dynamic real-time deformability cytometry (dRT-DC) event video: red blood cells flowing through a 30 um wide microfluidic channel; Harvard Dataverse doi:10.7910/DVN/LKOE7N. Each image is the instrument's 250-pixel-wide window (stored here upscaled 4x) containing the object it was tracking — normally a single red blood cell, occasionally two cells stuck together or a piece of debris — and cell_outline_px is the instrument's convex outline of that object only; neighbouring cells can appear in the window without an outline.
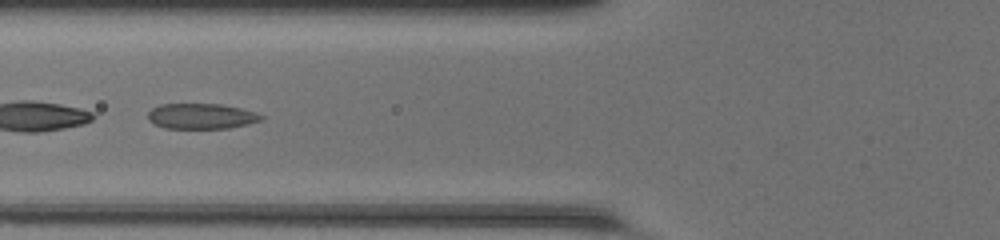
{"species": "common noctule bat (a hibernating species)", "species_latin": "Nyctalus noctula", "temperature_condition": "room temperature", "stored_images_in_passage": 48, "segment_of_instrument_passage": [2, 2], "camera_frame_rate_fps": 3000, "um_per_image_px": 0.085, "animal": {"sex": "female", "body_mass_g": 20.0, "forearm_length_mm": 54.0}, "frame": {"image": 1, "passage_image": 20, "time_ms": 6.333, "image_size_px": [1000, 240], "cell_outline_px": [[264, 120], [248, 124], [228, 128], [164, 128], [152, 124], [148, 120], [148, 112], [152, 108], [160, 104], [220, 104], [240, 108], [256, 112], [264, 116]], "centroid_in_image_um": [17.11, 9.88], "position_along_channel_um": 108.7, "area_um2": 16.94}}
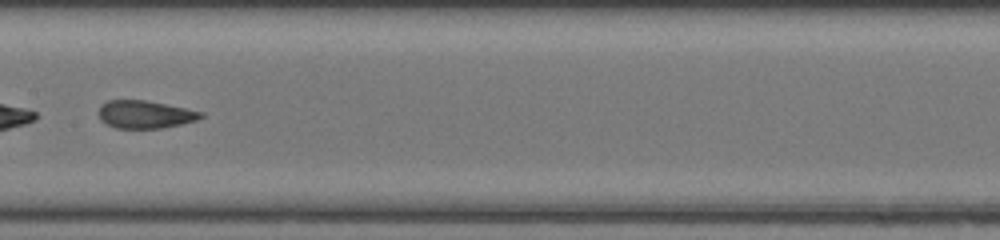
{"frame": {"image": 2, "passage_image": 26, "time_ms": 8.333, "image_size_px": [1000, 240], "cell_outline_px": [[204, 116], [196, 120], [180, 124], [160, 128], [116, 128], [100, 120], [96, 112], [100, 104], [108, 100], [144, 100], [204, 112]], "centroid_in_image_um": [12.26, 9.72], "position_along_channel_um": 195.1, "area_um2": 16.53}}